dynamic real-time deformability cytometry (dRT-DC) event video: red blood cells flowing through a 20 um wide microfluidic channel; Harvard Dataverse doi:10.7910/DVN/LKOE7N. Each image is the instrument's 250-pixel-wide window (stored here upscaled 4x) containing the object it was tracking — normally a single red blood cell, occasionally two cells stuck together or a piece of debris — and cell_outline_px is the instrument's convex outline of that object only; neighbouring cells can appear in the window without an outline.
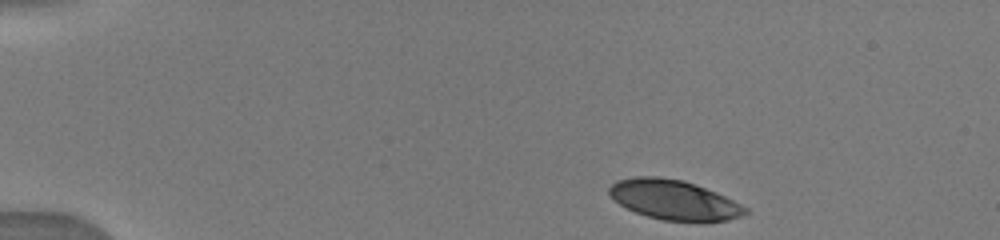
{"species": "human", "species_latin": "Homo sapiens", "temperature_condition": "warm", "stored_images_in_passage": 56, "camera_frame_rate_fps": 3000, "um_per_image_px": 0.085, "donor": {"sex": "male"}, "frame": {"image": 1, "passage_image": 1, "time_ms": 0.0, "image_size_px": [1000, 240], "cell_outline_px": [[748, 212], [740, 216], [728, 220], [664, 220], [648, 216], [636, 212], [620, 204], [608, 192], [608, 188], [616, 180], [636, 176], [660, 176], [684, 180], [716, 192], [748, 208]], "centroid_in_image_um": [57.26, 16.95], "position_along_channel_um": 27.7, "area_um2": 30.98}}
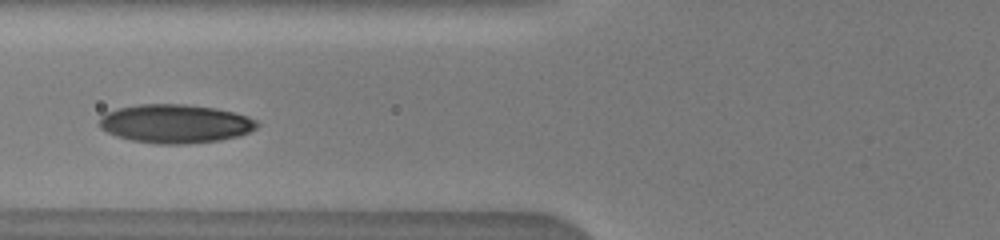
{"frame": {"image": 2, "passage_image": 17, "time_ms": 4.333, "image_size_px": [1000, 240], "cell_outline_px": [[260, 124], [256, 128], [240, 136], [220, 140], [188, 144], [156, 144], [132, 140], [116, 136], [100, 128], [100, 116], [116, 108], [140, 104], [184, 104], [216, 108], [248, 116], [256, 120]], "centroid_in_image_um": [14.91, 10.51], "position_along_channel_um": 110.9, "area_um2": 35.66}}
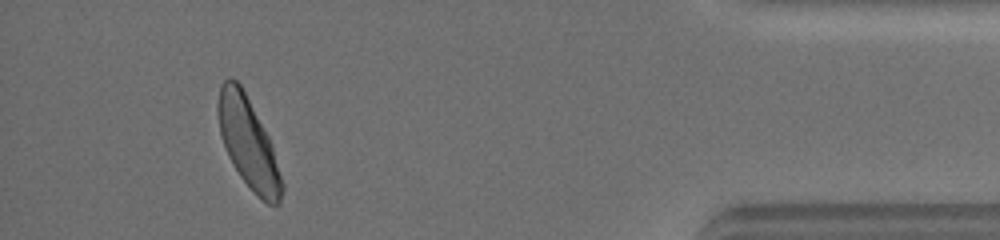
{"frame": {"image": 3, "passage_image": 51, "time_ms": 13.0, "image_size_px": [1000, 240], "cell_outline_px": [[284, 188], [280, 204], [268, 204], [256, 196], [240, 176], [228, 156], [220, 132], [216, 112], [216, 104], [220, 84], [228, 76], [232, 76], [240, 84], [268, 136], [284, 184]], "centroid_in_image_um": [21.08, 12.14], "position_along_channel_um": 414.1, "area_um2": 33.52}}